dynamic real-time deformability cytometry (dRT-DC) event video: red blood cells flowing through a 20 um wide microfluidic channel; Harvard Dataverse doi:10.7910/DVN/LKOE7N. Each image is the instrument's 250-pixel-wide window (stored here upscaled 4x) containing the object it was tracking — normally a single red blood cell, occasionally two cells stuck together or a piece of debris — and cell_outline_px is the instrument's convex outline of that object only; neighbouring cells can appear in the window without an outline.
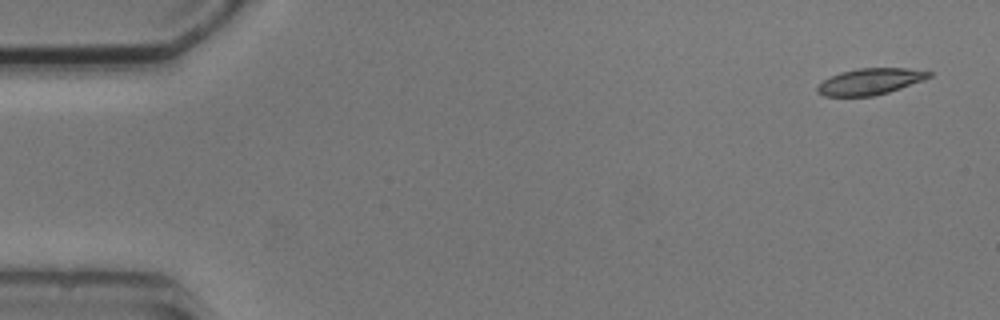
{"species": "common noctule bat (a hibernating species)", "species_latin": "Nyctalus noctula", "temperature_condition": "cold", "stored_images_in_passage": 5, "camera_frame_rate_fps": 3000, "um_per_image_px": 0.085, "animal": {"sex": "male", "body_mass_g": 20.5, "forearm_length_mm": 52.5}, "frame": {"image": 1, "passage_image": 1, "time_ms": 0.0, "image_size_px": [1000, 320], "cell_outline_px": [[932, 76], [924, 80], [888, 92], [872, 96], [824, 96], [816, 92], [816, 88], [824, 80], [840, 72], [860, 68], [904, 68], [932, 72]], "centroid_in_image_um": [73.96, 6.93], "position_along_channel_um": 11.0, "area_um2": 16.94}}
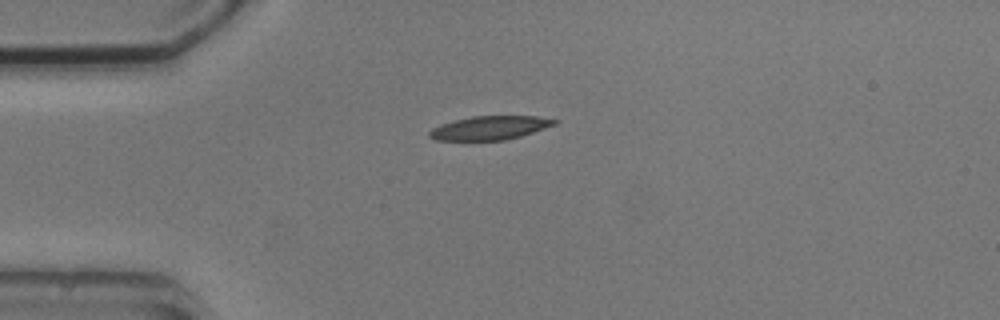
{"frame": {"image": 2, "passage_image": 4, "time_ms": 3.667, "image_size_px": [1000, 320], "cell_outline_px": [[560, 120], [556, 124], [520, 136], [504, 140], [436, 140], [428, 136], [428, 132], [432, 128], [440, 124], [452, 120], [472, 116], [536, 116]], "centroid_in_image_um": [41.6, 10.86], "position_along_channel_um": 43.4, "area_um2": 17.28}}